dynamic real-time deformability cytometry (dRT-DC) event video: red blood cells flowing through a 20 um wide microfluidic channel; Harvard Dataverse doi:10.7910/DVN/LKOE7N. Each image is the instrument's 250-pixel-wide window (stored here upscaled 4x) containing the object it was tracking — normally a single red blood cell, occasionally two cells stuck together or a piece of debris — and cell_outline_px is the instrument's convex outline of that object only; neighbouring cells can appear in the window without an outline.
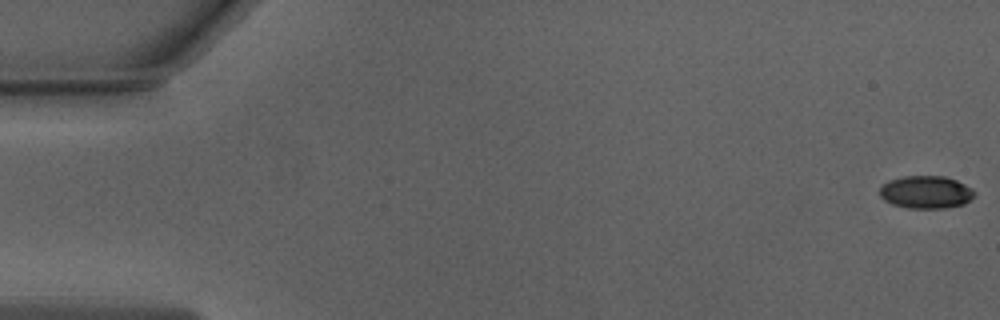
{"species": "Egyptian fruit bat (a non-hibernating species)", "species_latin": "Rousettus aegyptiacus", "temperature_condition": "warm", "stored_images_in_passage": 2, "camera_frame_rate_fps": 3000, "um_per_image_px": 0.085, "animal": {"sex": "male"}, "frame": {"image": 1, "passage_image": 1, "time_ms": 0.0, "image_size_px": [1000, 320], "cell_outline_px": [[976, 196], [964, 204], [944, 208], [908, 208], [892, 204], [884, 200], [880, 196], [880, 188], [888, 180], [904, 176], [944, 176], [956, 180], [972, 188], [976, 192]], "centroid_in_image_um": [78.73, 16.33], "position_along_channel_um": 6.3, "area_um2": 18.15}}